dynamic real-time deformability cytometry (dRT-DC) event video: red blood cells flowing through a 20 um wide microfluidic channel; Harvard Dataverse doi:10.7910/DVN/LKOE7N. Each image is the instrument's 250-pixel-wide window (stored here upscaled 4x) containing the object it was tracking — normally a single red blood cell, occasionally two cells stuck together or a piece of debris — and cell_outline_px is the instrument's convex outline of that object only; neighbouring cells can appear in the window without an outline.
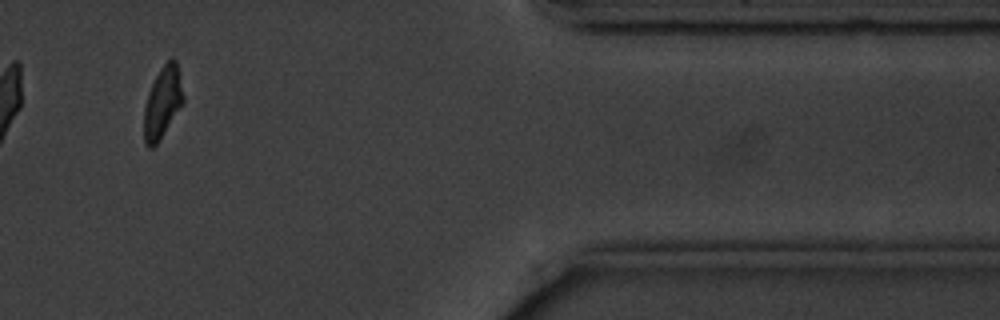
{"species": "common noctule bat (a hibernating species)", "species_latin": "Nyctalus noctula", "temperature_condition": "cold", "stored_images_in_passage": 15, "camera_frame_rate_fps": 3000, "um_per_image_px": 0.085, "animal": {"sex": "male", "body_mass_g": 20.1, "forearm_length_mm": 53.5}, "frame": {"image": 1, "passage_image": 13, "time_ms": 15.333, "image_size_px": [1000, 320], "cell_outline_px": [[184, 104], [156, 144], [152, 148], [148, 148], [144, 144], [144, 108], [148, 92], [156, 76], [164, 64], [172, 56], [176, 60], [184, 96]], "centroid_in_image_um": [13.82, 8.72], "position_along_channel_um": 397.6, "area_um2": 16.36}, "authors_computed_cell_mechanics": {"area_um2": 18.9006, "velocity_mm_per_s": 3.5993, "shape_relaxation_time_tau1_ms": 2.1886, "shape_relaxation_time_tau2_ms": 8.0924, "deformation_change_tau1": 0.1022, "deformation_change_tau2": 0.1427}}